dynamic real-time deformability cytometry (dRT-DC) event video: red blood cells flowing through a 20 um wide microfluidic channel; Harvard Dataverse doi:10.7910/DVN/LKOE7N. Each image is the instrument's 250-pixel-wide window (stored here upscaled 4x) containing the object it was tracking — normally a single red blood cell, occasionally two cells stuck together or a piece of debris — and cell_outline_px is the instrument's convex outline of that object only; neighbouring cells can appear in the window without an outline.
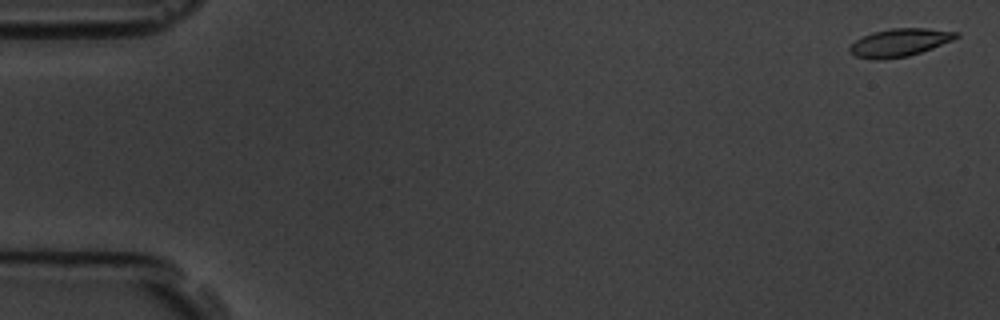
{"species": "common noctule bat (a hibernating species)", "species_latin": "Nyctalus noctula", "temperature_condition": "room temperature", "stored_images_in_passage": 5, "camera_frame_rate_fps": 3000, "um_per_image_px": 0.085, "animal": {"sex": "male", "body_mass_g": 19.5, "forearm_length_mm": 54.6}, "frame": {"image": 1, "passage_image": 1, "time_ms": 0.0, "image_size_px": [1000, 320], "cell_outline_px": [[960, 36], [952, 40], [932, 48], [908, 56], [880, 60], [876, 60], [856, 56], [848, 52], [848, 48], [856, 40], [872, 32], [892, 28], [924, 28], [960, 32]], "centroid_in_image_um": [76.46, 3.61], "position_along_channel_um": 8.5, "area_um2": 17.22}}